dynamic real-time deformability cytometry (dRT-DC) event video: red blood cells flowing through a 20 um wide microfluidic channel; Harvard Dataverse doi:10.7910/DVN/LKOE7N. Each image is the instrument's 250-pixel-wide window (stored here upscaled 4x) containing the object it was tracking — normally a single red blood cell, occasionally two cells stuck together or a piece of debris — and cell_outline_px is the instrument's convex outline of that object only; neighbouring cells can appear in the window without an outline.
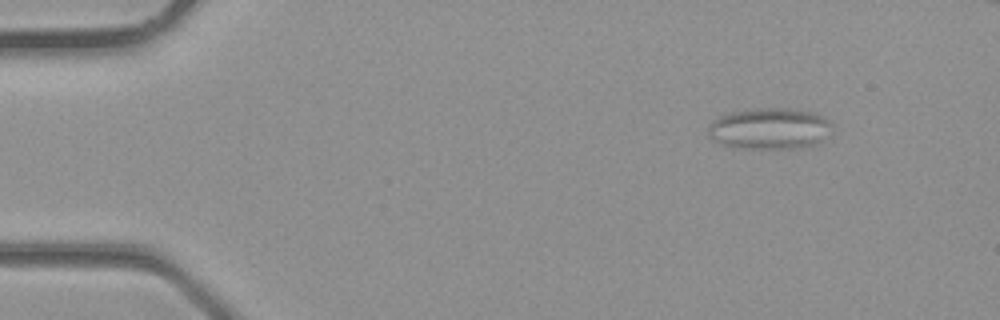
{"species": "common noctule bat (a hibernating species)", "species_latin": "Nyctalus noctula", "temperature_condition": "room temperature", "stored_images_in_passage": 4, "camera_frame_rate_fps": 3000, "um_per_image_px": 0.085, "animal": {"sex": "male", "body_mass_g": 23.1, "forearm_length_mm": 52.7}, "frame": {"image": 1, "passage_image": 1, "time_ms": 0.0, "image_size_px": [1000, 320], "cell_outline_px": [[828, 124], [820, 144], [800, 148], [740, 148], [720, 144], [712, 140], [708, 132], [708, 128], [712, 120], [728, 112], [756, 108], [788, 108], [812, 112], [824, 116], [828, 120]], "centroid_in_image_um": [65.34, 10.93], "position_along_channel_um": 19.7, "area_um2": 29.65}}